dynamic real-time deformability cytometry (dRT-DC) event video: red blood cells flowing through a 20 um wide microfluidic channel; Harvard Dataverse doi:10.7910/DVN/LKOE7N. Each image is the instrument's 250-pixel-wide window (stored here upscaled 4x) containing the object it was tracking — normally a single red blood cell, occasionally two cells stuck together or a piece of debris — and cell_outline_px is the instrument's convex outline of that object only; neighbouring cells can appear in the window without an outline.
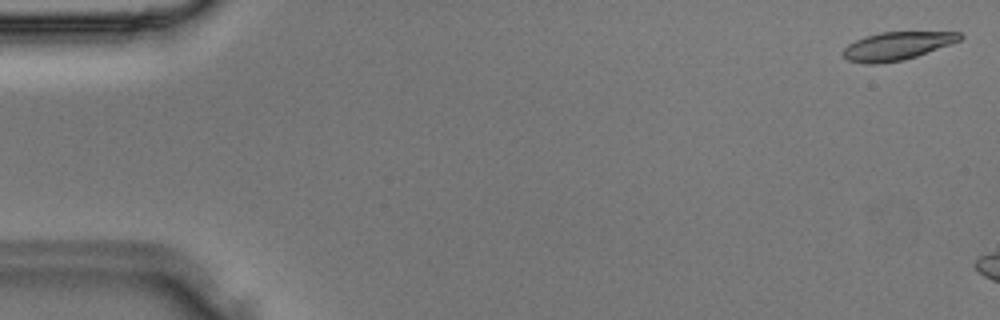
{"species": "Egyptian fruit bat (a non-hibernating species)", "species_latin": "Rousettus aegyptiacus", "temperature_condition": "room temperature", "stored_images_in_passage": 9, "camera_frame_rate_fps": 3000, "um_per_image_px": 0.085, "animal": {"sex": "male"}, "frame": {"image": 1, "passage_image": 1, "time_ms": 0.0, "image_size_px": [1000, 320], "cell_outline_px": [[964, 36], [960, 40], [916, 56], [904, 60], [880, 64], [864, 64], [848, 60], [840, 52], [848, 44], [856, 40], [880, 32], [960, 32]], "centroid_in_image_um": [76.2, 3.92], "position_along_channel_um": 8.8, "area_um2": 19.02}}